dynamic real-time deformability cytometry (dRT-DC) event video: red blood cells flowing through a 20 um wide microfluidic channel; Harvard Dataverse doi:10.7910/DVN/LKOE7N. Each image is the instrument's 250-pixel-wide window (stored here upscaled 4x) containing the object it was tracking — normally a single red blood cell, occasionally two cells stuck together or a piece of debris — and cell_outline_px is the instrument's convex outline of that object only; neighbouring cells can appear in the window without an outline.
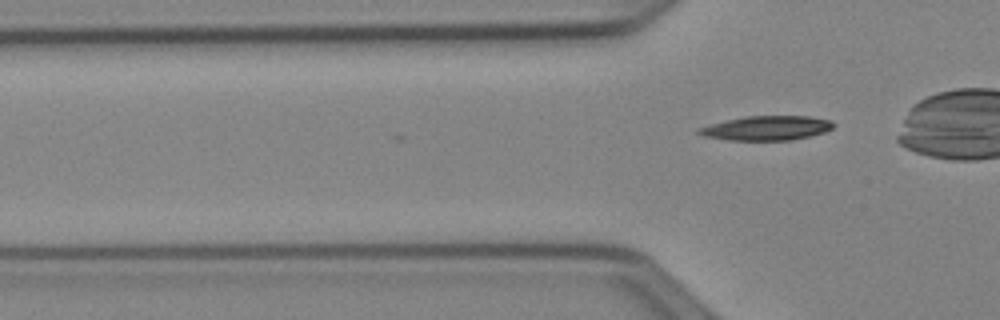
{"species": "Egyptian fruit bat (a non-hibernating species)", "species_latin": "Rousettus aegyptiacus", "temperature_condition": "cold", "stored_images_in_passage": 3, "camera_frame_rate_fps": 3000, "um_per_image_px": 0.085, "animal": {"sex": "female"}, "frame": {"image": 1, "passage_image": 3, "time_ms": 0.667, "image_size_px": [1000, 320], "cell_outline_px": [[836, 124], [832, 128], [824, 132], [792, 140], [728, 140], [704, 136], [696, 132], [696, 128], [744, 116], [808, 116], [832, 120]], "centroid_in_image_um": [65.18, 10.88], "position_along_channel_um": 60.6, "area_um2": 19.07}}